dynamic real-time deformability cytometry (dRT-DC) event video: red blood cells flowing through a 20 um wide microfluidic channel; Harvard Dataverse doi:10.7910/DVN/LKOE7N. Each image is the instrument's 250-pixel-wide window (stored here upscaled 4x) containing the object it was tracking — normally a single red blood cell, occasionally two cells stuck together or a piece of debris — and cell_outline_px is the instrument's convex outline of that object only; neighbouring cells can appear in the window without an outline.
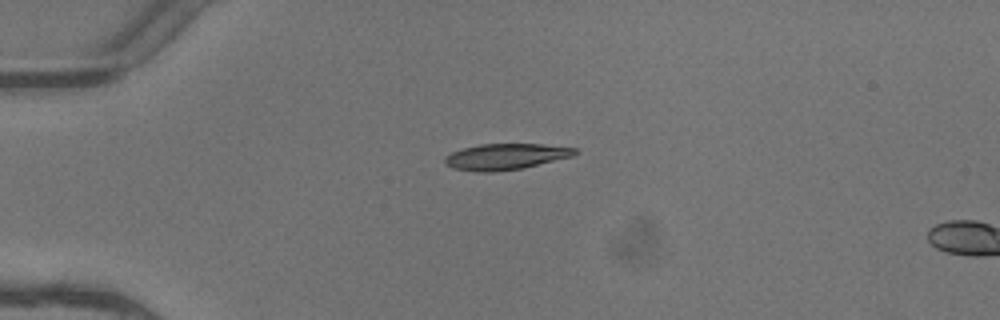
{"species": "common noctule bat (a hibernating species)", "species_latin": "Nyctalus noctula", "temperature_condition": "warm", "stored_images_in_passage": 2, "camera_frame_rate_fps": 3000, "um_per_image_px": 0.085, "animal": {"sex": "female"}, "frame": {"image": 1, "passage_image": 1, "time_ms": 0.0, "image_size_px": [1000, 320], "cell_outline_px": [[576, 152], [572, 156], [520, 168], [492, 172], [480, 172], [452, 168], [444, 164], [444, 156], [452, 152], [464, 148], [480, 144], [544, 144], [576, 148]], "centroid_in_image_um": [42.91, 13.31], "position_along_channel_um": 42.1, "area_um2": 19.48}}